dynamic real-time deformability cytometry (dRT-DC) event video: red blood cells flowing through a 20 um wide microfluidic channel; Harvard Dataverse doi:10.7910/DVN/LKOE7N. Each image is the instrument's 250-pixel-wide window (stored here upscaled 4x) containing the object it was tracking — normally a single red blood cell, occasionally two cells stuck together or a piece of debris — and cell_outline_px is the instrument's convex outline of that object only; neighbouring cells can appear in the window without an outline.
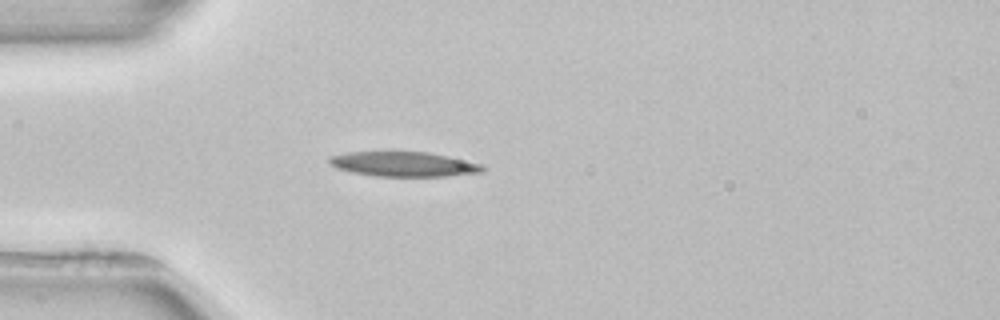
{"species": "common noctule bat (a hibernating species)", "species_latin": "Nyctalus noctula", "temperature_condition": "room temperature", "stored_images_in_passage": 1, "camera_frame_rate_fps": 3000, "um_per_image_px": 0.085, "animal": {"sex": "female", "body_mass_g": 22.7, "forearm_length_mm": 54.2}, "frame": {"image": 1, "passage_image": 1, "time_ms": 0.0, "image_size_px": [1000, 320], "cell_outline_px": [[484, 172], [448, 176], [376, 176], [352, 172], [336, 168], [328, 160], [328, 156], [348, 152], [428, 152], [480, 164], [484, 168]], "centroid_in_image_um": [34.27, 13.95], "position_along_channel_um": 50.7, "area_um2": 21.85}}